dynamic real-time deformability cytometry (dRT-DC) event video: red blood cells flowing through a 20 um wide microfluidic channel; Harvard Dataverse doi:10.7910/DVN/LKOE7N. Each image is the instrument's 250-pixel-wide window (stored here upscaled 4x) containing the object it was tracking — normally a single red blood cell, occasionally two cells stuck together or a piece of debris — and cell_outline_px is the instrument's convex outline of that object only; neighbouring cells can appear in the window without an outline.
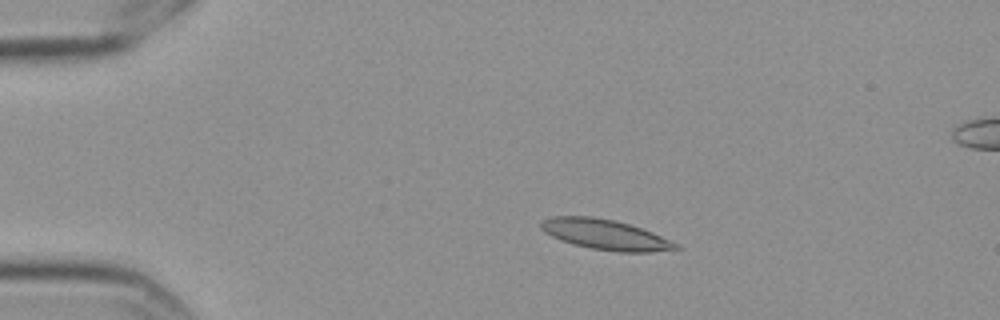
{"species": "Egyptian fruit bat (a non-hibernating species)", "species_latin": "Rousettus aegyptiacus", "temperature_condition": "cold", "stored_images_in_passage": 7, "camera_frame_rate_fps": 3000, "um_per_image_px": 0.085, "frame": {"image": 1, "passage_image": 4, "time_ms": 1.0, "image_size_px": [1000, 320], "cell_outline_px": [[680, 248], [648, 252], [620, 252], [592, 248], [572, 244], [560, 240], [544, 232], [540, 228], [540, 220], [552, 216], [592, 216], [612, 220], [628, 224], [652, 232], [680, 244]], "centroid_in_image_um": [51.41, 19.93], "position_along_channel_um": 33.6, "area_um2": 23.64}}
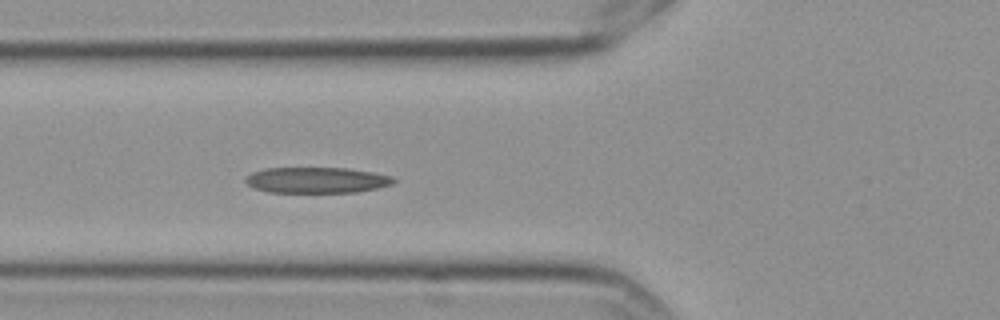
{"frame": {"image": 2, "passage_image": 7, "time_ms": 2.0, "image_size_px": [1000, 320], "cell_outline_px": [[396, 180], [392, 184], [380, 188], [356, 192], [268, 192], [256, 188], [248, 184], [244, 180], [252, 172], [264, 168], [348, 168], [372, 172], [392, 176]], "centroid_in_image_um": [26.95, 15.31], "position_along_channel_um": 98.8, "area_um2": 22.25}}